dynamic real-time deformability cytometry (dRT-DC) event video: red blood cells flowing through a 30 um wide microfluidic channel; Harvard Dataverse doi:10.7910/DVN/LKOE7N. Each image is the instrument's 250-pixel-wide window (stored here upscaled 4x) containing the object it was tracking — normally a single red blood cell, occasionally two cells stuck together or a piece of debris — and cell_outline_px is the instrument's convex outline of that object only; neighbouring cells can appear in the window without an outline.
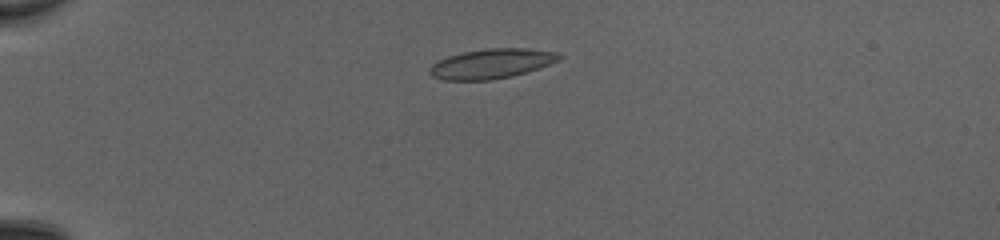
{"species": "common noctule bat (a hibernating species)", "species_latin": "Nyctalus noctula", "temperature_condition": "cold", "stored_images_in_passage": 46, "camera_frame_rate_fps": 3000, "um_per_image_px": 0.085, "animal": {"sex": "female", "body_mass_g": 20.0, "forearm_length_mm": 54.0}, "frame": {"image": 1, "passage_image": 9, "time_ms": 2.667, "image_size_px": [1000, 240], "cell_outline_px": [[564, 56], [560, 60], [512, 76], [492, 80], [444, 80], [432, 76], [428, 72], [428, 68], [432, 64], [448, 56], [464, 52], [488, 48], [528, 48], [556, 52]], "centroid_in_image_um": [41.76, 5.41], "position_along_channel_um": 43.2, "area_um2": 22.31}}
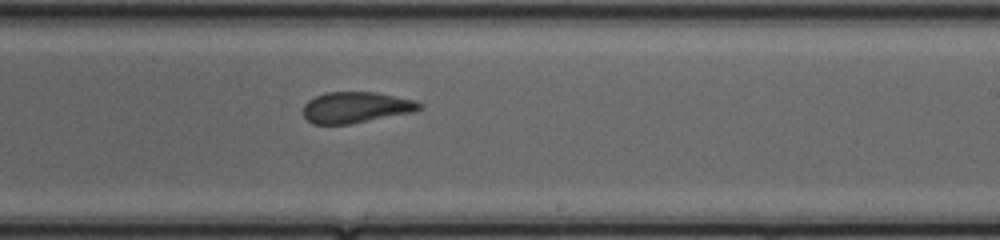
{"frame": {"image": 2, "passage_image": 28, "time_ms": 9.0, "image_size_px": [1000, 240], "cell_outline_px": [[424, 104], [416, 112], [352, 124], [312, 124], [304, 116], [304, 104], [308, 100], [316, 96], [328, 92], [376, 92], [416, 100]], "centroid_in_image_um": [30.31, 9.13], "position_along_channel_um": 258.7, "area_um2": 21.27}}
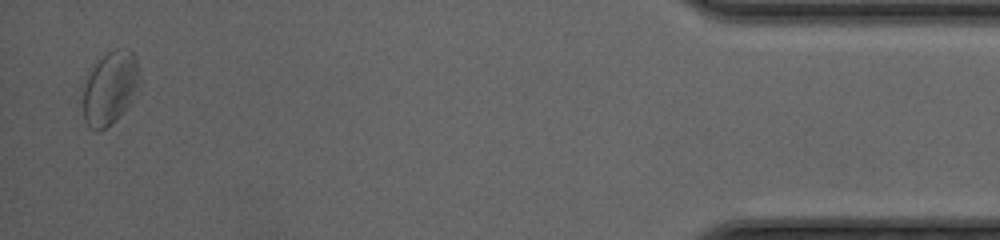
{"frame": {"image": 3, "passage_image": 45, "time_ms": 14.667, "image_size_px": [1000, 240], "cell_outline_px": [[140, 80], [132, 104], [112, 124], [100, 132], [96, 132], [88, 128], [84, 120], [80, 84], [96, 64], [108, 52], [116, 48], [128, 48], [136, 56], [140, 72]], "centroid_in_image_um": [9.33, 7.53], "position_along_channel_um": 425.9, "area_um2": 25.26}, "authors_computed_cell_mechanics": {"area_um2": 22.0507, "velocity_mm_per_s": 4.1745, "shape_relaxation_time_tau1_ms": 3.7086, "shape_relaxation_time_tau2_ms": 1.7807, "deformation_change_tau1": 0.0913, "deformation_change_tau2": 0.065}}